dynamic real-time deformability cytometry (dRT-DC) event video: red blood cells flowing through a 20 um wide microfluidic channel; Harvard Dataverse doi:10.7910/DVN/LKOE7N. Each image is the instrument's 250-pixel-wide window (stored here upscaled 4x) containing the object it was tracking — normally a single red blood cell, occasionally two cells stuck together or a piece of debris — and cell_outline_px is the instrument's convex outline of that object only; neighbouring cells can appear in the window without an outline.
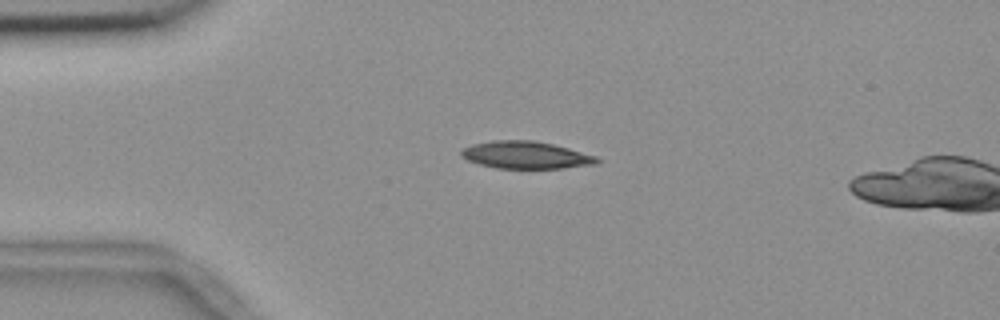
{"species": "common noctule bat (a hibernating species)", "species_latin": "Nyctalus noctula", "temperature_condition": "room temperature", "stored_images_in_passage": 4, "camera_frame_rate_fps": 3000, "um_per_image_px": 0.085, "animal": {"sex": "female", "body_mass_g": 18.4}, "frame": {"image": 1, "passage_image": 1, "time_ms": 0.0, "image_size_px": [1000, 320], "cell_outline_px": [[604, 160], [596, 164], [564, 168], [496, 168], [480, 164], [468, 160], [460, 156], [460, 152], [464, 148], [472, 144], [492, 140], [532, 140], [552, 144], [568, 148], [596, 156]], "centroid_in_image_um": [44.71, 13.18], "position_along_channel_um": 40.3, "area_um2": 21.62}}